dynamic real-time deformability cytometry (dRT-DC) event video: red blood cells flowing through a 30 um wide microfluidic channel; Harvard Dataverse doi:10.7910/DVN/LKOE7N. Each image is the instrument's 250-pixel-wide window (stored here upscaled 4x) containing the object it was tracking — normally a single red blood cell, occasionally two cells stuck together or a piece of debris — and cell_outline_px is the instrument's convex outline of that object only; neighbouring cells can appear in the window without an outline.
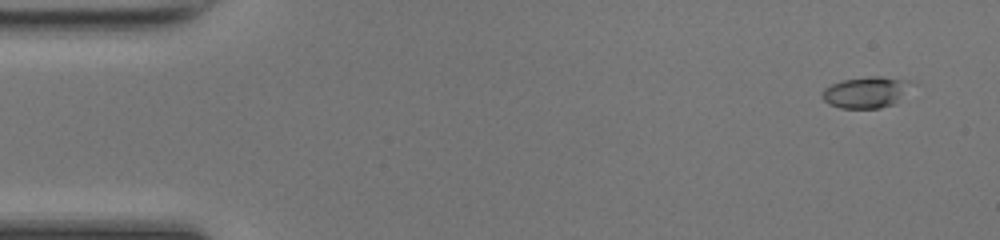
{"species": "common noctule bat (a hibernating species)", "species_latin": "Nyctalus noctula", "temperature_condition": "room temperature", "stored_images_in_passage": 48, "camera_frame_rate_fps": 3000, "um_per_image_px": 0.085, "animal": {"sex": "female", "body_mass_g": 17.0, "forearm_length_mm": 48.0}, "frame": {"image": 1, "passage_image": 3, "time_ms": 0.667, "image_size_px": [1000, 240], "cell_outline_px": [[908, 80], [896, 100], [892, 104], [880, 108], [840, 108], [828, 104], [820, 96], [824, 88], [832, 84], [844, 80], [868, 76], [880, 76]], "centroid_in_image_um": [73.43, 7.85], "position_along_channel_um": 11.6, "area_um2": 15.49}}
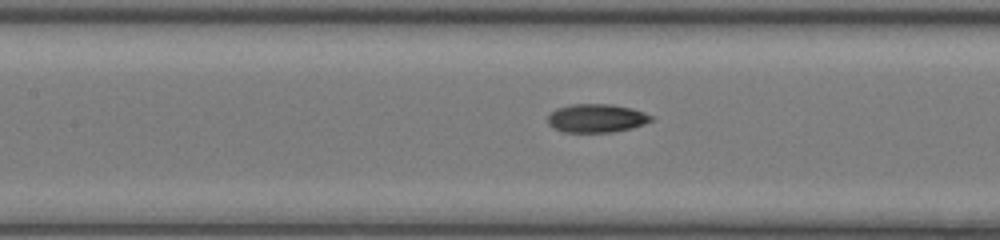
{"frame": {"image": 2, "passage_image": 22, "time_ms": 7.0, "image_size_px": [1000, 240], "cell_outline_px": [[652, 120], [644, 124], [632, 128], [612, 132], [564, 132], [552, 128], [548, 124], [548, 116], [556, 108], [572, 104], [612, 104], [632, 108], [644, 112], [652, 116]], "centroid_in_image_um": [50.69, 10.05], "position_along_channel_um": 156.7, "area_um2": 17.22}}
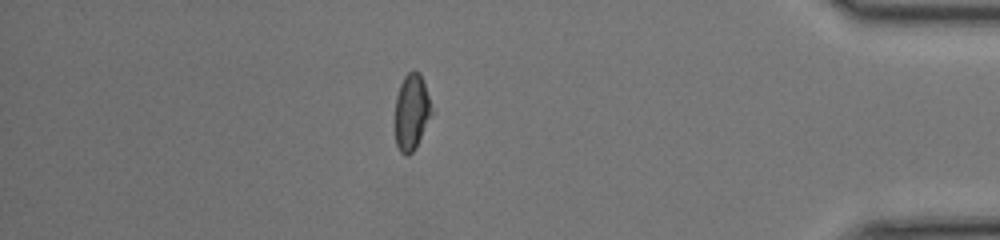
{"frame": {"image": 3, "passage_image": 42, "time_ms": 13.667, "image_size_px": [1000, 240], "cell_outline_px": [[432, 112], [416, 148], [408, 156], [404, 156], [400, 152], [396, 144], [396, 96], [400, 84], [404, 76], [412, 68], [420, 72], [428, 96]], "centroid_in_image_um": [34.97, 9.51], "position_along_channel_um": 400.2, "area_um2": 16.07}, "authors_computed_cell_mechanics": {"area_um2": 16.5308, "velocity_mm_per_s": 4.3148, "shape_relaxation_time_tau1_ms": 6.3395, "shape_relaxation_time_tau2_ms": 1.8133, "deformation_change_tau1": 0.2069, "deformation_change_tau2": 0.0812}}